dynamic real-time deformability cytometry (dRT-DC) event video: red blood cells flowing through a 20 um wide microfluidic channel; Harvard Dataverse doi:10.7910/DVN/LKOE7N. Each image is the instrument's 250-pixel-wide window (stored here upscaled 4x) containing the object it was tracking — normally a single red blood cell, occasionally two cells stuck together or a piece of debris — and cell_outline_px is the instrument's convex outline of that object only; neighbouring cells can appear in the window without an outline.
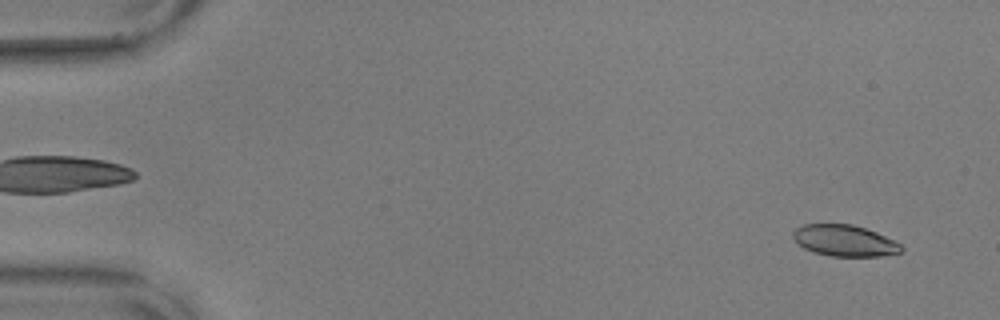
{"species": "common noctule bat (a hibernating species)", "species_latin": "Nyctalus noctula", "temperature_condition": "warm", "stored_images_in_passage": 56, "camera_frame_rate_fps": 3000, "um_per_image_px": 0.085, "animal": {"sex": "male", "body_mass_g": 17.9, "forearm_length_mm": 54.2}, "frame": {"image": 1, "passage_image": 3, "time_ms": 0.667, "image_size_px": [1000, 320], "cell_outline_px": [[904, 252], [880, 256], [832, 256], [816, 252], [804, 248], [792, 236], [792, 232], [796, 228], [804, 224], [852, 224], [876, 232], [900, 244], [904, 248]], "centroid_in_image_um": [71.81, 20.45], "position_along_channel_um": 13.2, "area_um2": 19.54}}
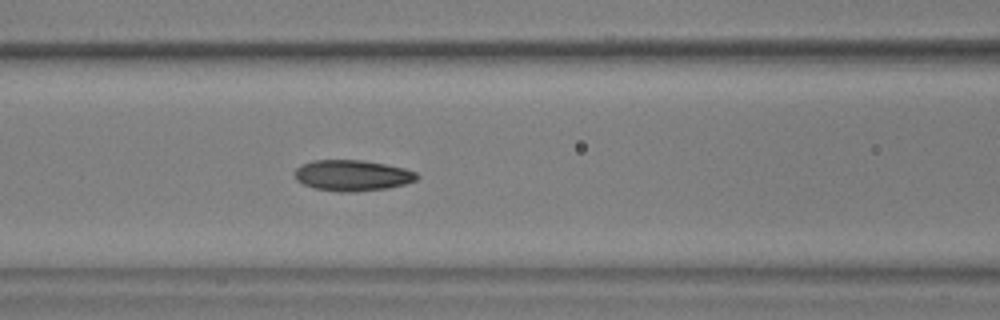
{"frame": {"image": 2, "passage_image": 24, "time_ms": 7.667, "image_size_px": [1000, 320], "cell_outline_px": [[420, 176], [416, 180], [404, 184], [388, 188], [356, 192], [340, 192], [312, 188], [296, 180], [296, 168], [300, 164], [312, 160], [364, 160], [404, 168], [416, 172]], "centroid_in_image_um": [29.94, 14.91], "position_along_channel_um": 136.7, "area_um2": 22.14}}
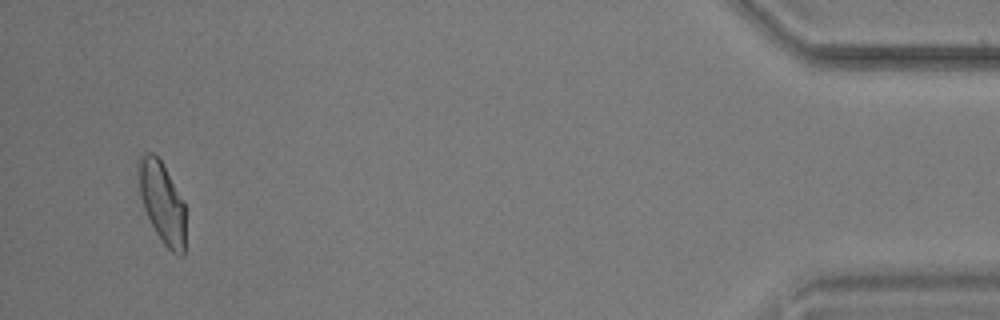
{"frame": {"image": 3, "passage_image": 54, "time_ms": 17.667, "image_size_px": [1000, 320], "cell_outline_px": [[184, 256], [180, 256], [172, 252], [164, 244], [156, 232], [144, 208], [140, 196], [136, 164], [140, 156], [144, 152], [152, 152], [160, 160], [184, 204]], "centroid_in_image_um": [13.73, 17.18], "position_along_channel_um": 421.5, "area_um2": 21.85}, "authors_computed_cell_mechanics": {"area_um2": 21.5016, "velocity_mm_per_s": 3.5692, "shape_relaxation_time_tau1_ms": 5.6548, "shape_relaxation_time_tau2_ms": 1.5729, "deformation_change_tau1": 0.1697, "deformation_change_tau2": 0.0716}}